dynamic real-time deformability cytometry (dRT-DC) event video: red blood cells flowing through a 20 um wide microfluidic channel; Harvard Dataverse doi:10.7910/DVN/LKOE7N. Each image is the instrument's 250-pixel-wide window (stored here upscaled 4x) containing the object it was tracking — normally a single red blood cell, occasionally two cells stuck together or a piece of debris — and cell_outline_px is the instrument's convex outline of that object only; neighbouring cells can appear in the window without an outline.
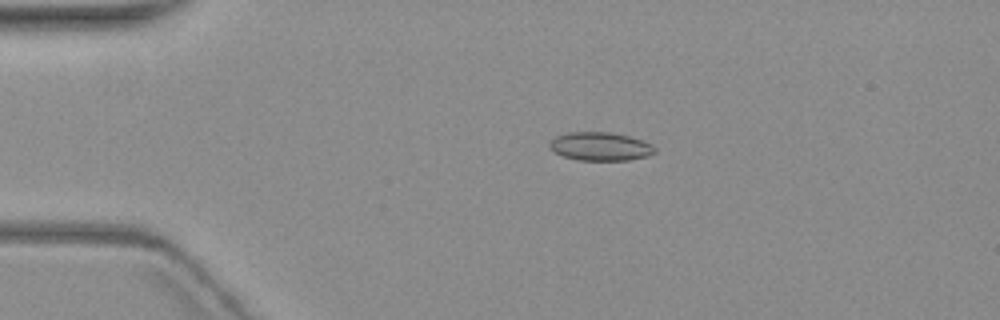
{"species": "common noctule bat (a hibernating species)", "species_latin": "Nyctalus noctula", "temperature_condition": "warm", "stored_images_in_passage": 6, "camera_frame_rate_fps": 3000, "um_per_image_px": 0.085, "animal": {"sex": "female", "body_mass_g": 19.3, "forearm_length_mm": 54.1}, "frame": {"image": 1, "passage_image": 4, "time_ms": 3.667, "image_size_px": [1000, 320], "cell_outline_px": [[656, 152], [648, 156], [628, 160], [576, 160], [564, 156], [556, 152], [548, 144], [556, 136], [568, 132], [612, 132], [628, 136], [652, 144], [656, 148]], "centroid_in_image_um": [51.05, 12.44], "position_along_channel_um": 33.9, "area_um2": 17.34}}
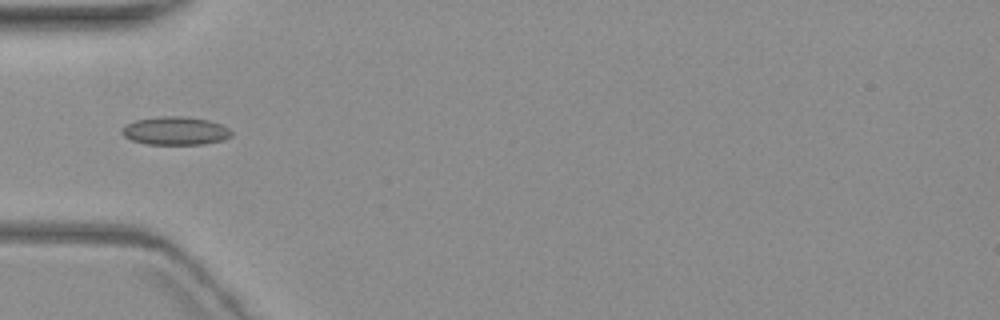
{"frame": {"image": 2, "passage_image": 6, "time_ms": 6.0, "image_size_px": [1000, 320], "cell_outline_px": [[232, 136], [224, 140], [204, 144], [148, 144], [132, 140], [124, 136], [120, 132], [128, 124], [136, 120], [160, 116], [180, 116], [208, 120], [220, 124], [228, 128], [232, 132]], "centroid_in_image_um": [14.94, 11.12], "position_along_channel_um": 70.1, "area_um2": 17.86}}